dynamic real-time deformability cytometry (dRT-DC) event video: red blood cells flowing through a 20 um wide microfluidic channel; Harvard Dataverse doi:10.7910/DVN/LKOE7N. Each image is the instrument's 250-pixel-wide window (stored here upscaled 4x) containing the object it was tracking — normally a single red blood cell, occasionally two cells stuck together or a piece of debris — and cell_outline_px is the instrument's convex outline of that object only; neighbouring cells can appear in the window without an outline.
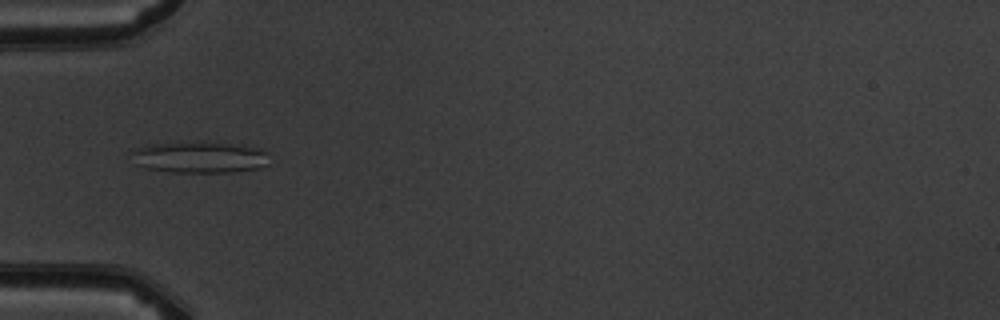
{"species": "common noctule bat (a hibernating species)", "species_latin": "Nyctalus noctula", "temperature_condition": "warm", "stored_images_in_passage": 5, "camera_frame_rate_fps": 3000, "um_per_image_px": 0.085, "animal": {"sex": "male", "body_mass_g": 19.5, "forearm_length_mm": 54.6}, "frame": {"image": 1, "passage_image": 5, "time_ms": 4.667, "image_size_px": [1000, 320], "cell_outline_px": [[268, 164], [256, 168], [232, 172], [168, 172], [148, 168], [136, 164], [128, 152], [132, 148], [148, 144], [180, 140], [244, 144], [264, 148], [268, 152]], "centroid_in_image_um": [16.93, 13.32], "position_along_channel_um": 68.1, "area_um2": 26.36}}